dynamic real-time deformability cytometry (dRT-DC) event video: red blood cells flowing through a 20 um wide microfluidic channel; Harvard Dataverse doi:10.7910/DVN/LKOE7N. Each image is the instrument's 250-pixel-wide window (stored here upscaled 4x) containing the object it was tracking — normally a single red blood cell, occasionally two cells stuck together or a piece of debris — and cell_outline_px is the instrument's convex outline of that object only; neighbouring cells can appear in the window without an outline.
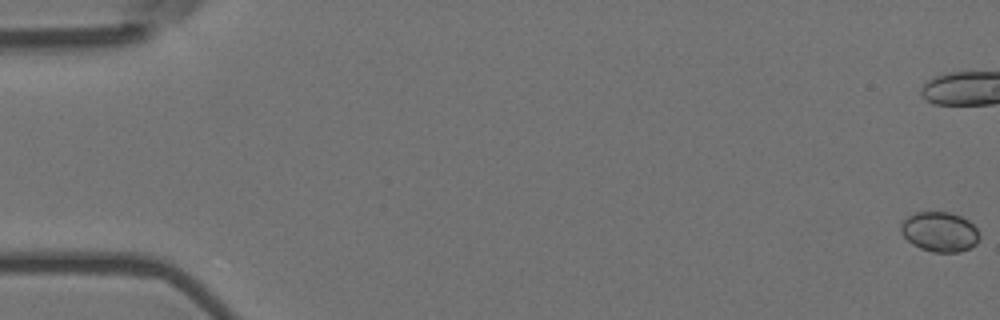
{"species": "Egyptian fruit bat (a non-hibernating species)", "species_latin": "Rousettus aegyptiacus", "temperature_condition": "room temperature", "stored_images_in_passage": 7, "camera_frame_rate_fps": 3000, "um_per_image_px": 0.085, "animal": {"sex": "female"}, "frame": {"image": 1, "passage_image": 1, "time_ms": 0.0, "image_size_px": [1000, 320], "cell_outline_px": [[980, 236], [976, 244], [960, 252], [932, 252], [920, 248], [912, 244], [900, 232], [900, 224], [908, 216], [916, 212], [952, 212], [968, 220], [980, 232]], "centroid_in_image_um": [79.87, 19.7], "position_along_channel_um": 5.1, "area_um2": 18.32}}